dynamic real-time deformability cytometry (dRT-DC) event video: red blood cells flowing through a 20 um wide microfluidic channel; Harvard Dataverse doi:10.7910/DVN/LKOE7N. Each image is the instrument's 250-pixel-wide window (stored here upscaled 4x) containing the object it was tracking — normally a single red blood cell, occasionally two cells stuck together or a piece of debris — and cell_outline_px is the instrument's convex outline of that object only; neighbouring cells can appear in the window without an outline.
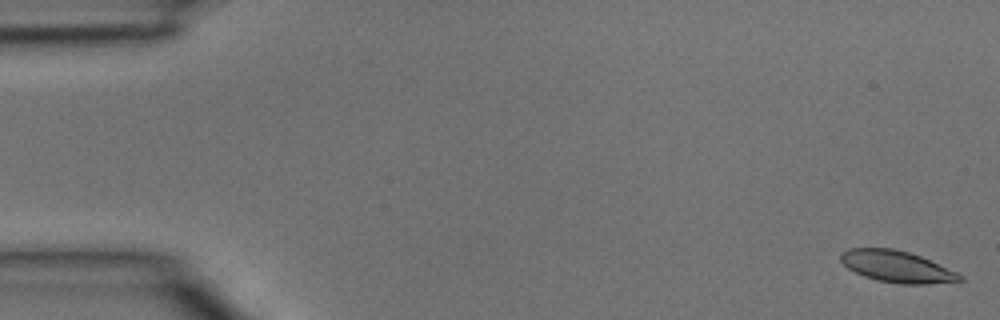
{"species": "common noctule bat (a hibernating species)", "species_latin": "Nyctalus noctula", "temperature_condition": "room temperature", "stored_images_in_passage": 40, "camera_frame_rate_fps": 3000, "um_per_image_px": 0.085, "animal": {"sex": "male", "body_mass_g": 15.6}, "frame": {"image": 1, "passage_image": 1, "time_ms": 0.0, "image_size_px": [1000, 320], "cell_outline_px": [[964, 280], [928, 284], [900, 284], [876, 280], [864, 276], [848, 268], [840, 260], [840, 252], [848, 248], [896, 248], [920, 256], [956, 272], [964, 276]], "centroid_in_image_um": [76.2, 22.65], "position_along_channel_um": 8.8, "area_um2": 21.85}}
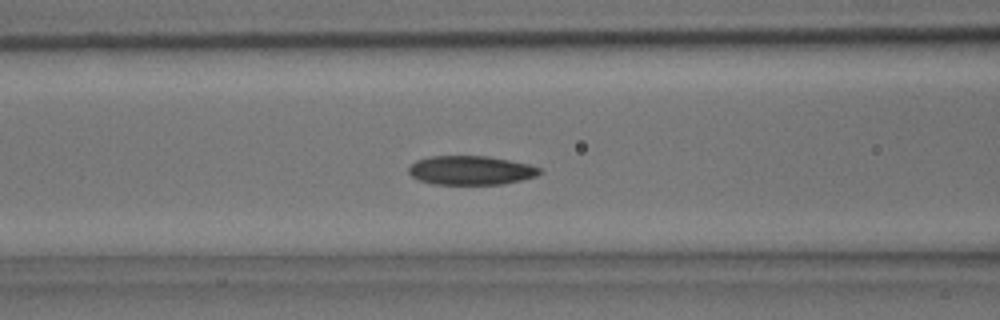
{"frame": {"image": 2, "passage_image": 16, "time_ms": 5.0, "image_size_px": [1000, 320], "cell_outline_px": [[544, 172], [536, 176], [520, 180], [500, 184], [432, 184], [420, 180], [412, 176], [408, 172], [408, 168], [416, 160], [428, 156], [488, 156], [528, 164], [540, 168]], "centroid_in_image_um": [40.01, 14.47], "position_along_channel_um": 126.6, "area_um2": 22.08}}
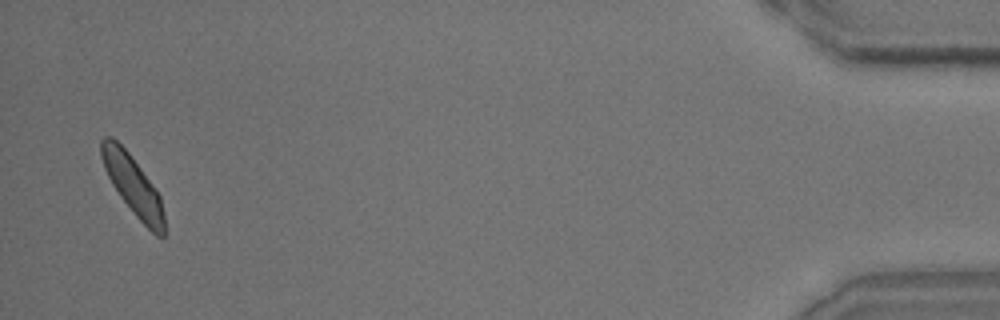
{"frame": {"image": 3, "passage_image": 39, "time_ms": 12.667, "image_size_px": [1000, 320], "cell_outline_px": [[164, 236], [156, 236], [136, 216], [120, 196], [112, 184], [104, 168], [100, 156], [100, 140], [104, 136], [112, 136], [128, 152], [156, 188], [160, 196], [164, 216]], "centroid_in_image_um": [11.28, 15.71], "position_along_channel_um": 423.9, "area_um2": 21.56}}